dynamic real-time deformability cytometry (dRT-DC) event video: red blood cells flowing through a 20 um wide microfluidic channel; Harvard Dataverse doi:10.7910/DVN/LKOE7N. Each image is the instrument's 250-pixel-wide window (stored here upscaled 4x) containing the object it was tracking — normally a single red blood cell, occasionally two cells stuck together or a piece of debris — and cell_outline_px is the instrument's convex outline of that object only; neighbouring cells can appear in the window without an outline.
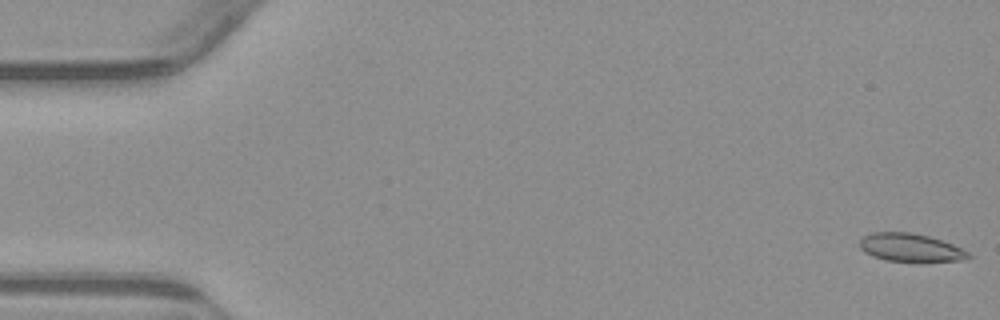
{"species": "common noctule bat (a hibernating species)", "species_latin": "Nyctalus noctula", "temperature_condition": "warm", "stored_images_in_passage": 54, "camera_frame_rate_fps": 3000, "um_per_image_px": 0.085, "animal": {"sex": "male", "body_mass_g": 23.1, "forearm_length_mm": 52.7}, "frame": {"image": 1, "passage_image": 1, "time_ms": 0.0, "image_size_px": [1000, 320], "cell_outline_px": [[972, 256], [964, 260], [920, 264], [884, 260], [872, 256], [864, 252], [860, 248], [860, 240], [864, 236], [872, 232], [912, 232], [928, 236], [952, 244], [968, 252]], "centroid_in_image_um": [77.41, 21.09], "position_along_channel_um": 7.6, "area_um2": 18.5}}
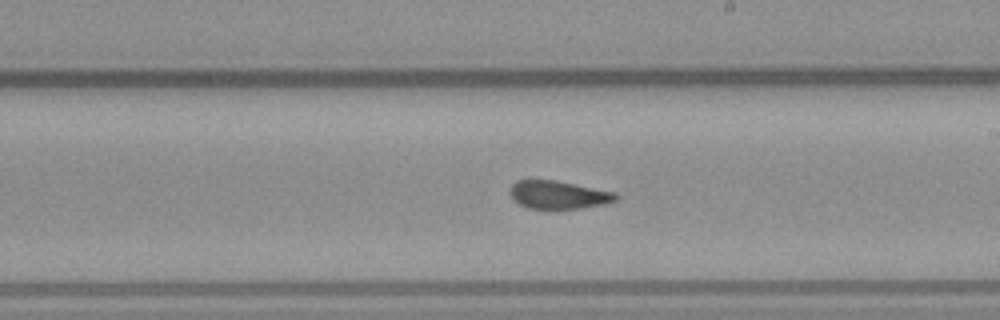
{"frame": {"image": 2, "passage_image": 31, "time_ms": 10.0, "image_size_px": [1000, 320], "cell_outline_px": [[620, 196], [616, 200], [604, 204], [580, 208], [528, 208], [520, 204], [512, 196], [512, 184], [516, 180], [556, 180], [616, 192]], "centroid_in_image_um": [47.53, 16.54], "position_along_channel_um": 241.5, "area_um2": 17.05}}
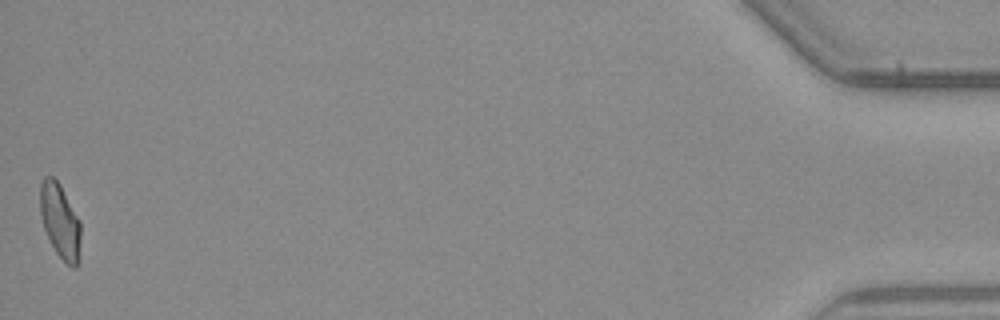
{"frame": {"image": 3, "passage_image": 54, "time_ms": 17.667, "image_size_px": [1000, 320], "cell_outline_px": [[80, 236], [76, 268], [72, 268], [56, 252], [44, 228], [40, 212], [40, 184], [44, 176], [52, 176], [60, 184], [80, 220]], "centroid_in_image_um": [5.09, 18.73], "position_along_channel_um": 430.1, "area_um2": 17.28}, "authors_computed_cell_mechanics": {"area_um2": 18.1492, "velocity_mm_per_s": 3.8258, "shape_relaxation_time_tau1_ms": null, "shape_relaxation_time_tau2_ms": 1.3814, "deformation_change_tau1": null, "deformation_change_tau2": 0.0545}}